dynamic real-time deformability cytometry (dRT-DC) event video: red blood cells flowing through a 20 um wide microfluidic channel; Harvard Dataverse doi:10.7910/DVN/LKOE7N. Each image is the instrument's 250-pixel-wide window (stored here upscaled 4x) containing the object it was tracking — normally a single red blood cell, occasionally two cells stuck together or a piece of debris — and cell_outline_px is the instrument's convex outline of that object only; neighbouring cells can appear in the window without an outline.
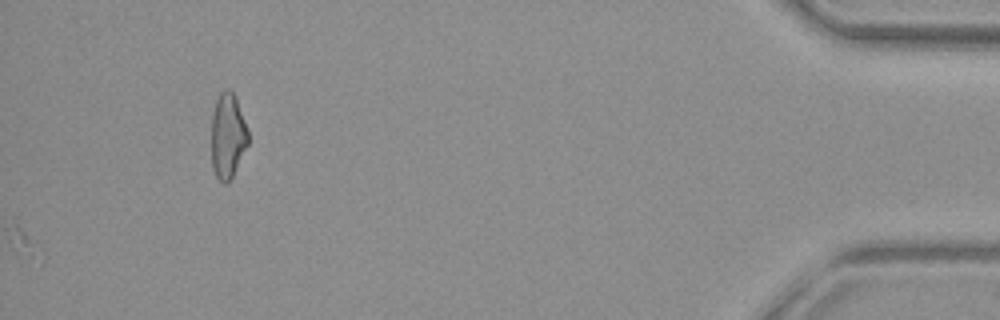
{"species": "common noctule bat (a hibernating species)", "species_latin": "Nyctalus noctula", "temperature_condition": "warm", "stored_images_in_passage": 45, "camera_frame_rate_fps": 3000, "um_per_image_px": 0.085, "animal": {"sex": "female", "body_mass_g": 29.2, "forearm_length_mm": 56.3}, "frame": {"image": 1, "passage_image": 45, "time_ms": 14.667, "image_size_px": [1000, 320], "cell_outline_px": [[248, 144], [228, 184], [224, 184], [216, 176], [212, 168], [212, 112], [216, 100], [220, 92], [224, 88], [228, 88], [232, 92], [236, 100], [248, 132]], "centroid_in_image_um": [19.33, 11.56], "position_along_channel_um": 415.9, "area_um2": 17.98}}